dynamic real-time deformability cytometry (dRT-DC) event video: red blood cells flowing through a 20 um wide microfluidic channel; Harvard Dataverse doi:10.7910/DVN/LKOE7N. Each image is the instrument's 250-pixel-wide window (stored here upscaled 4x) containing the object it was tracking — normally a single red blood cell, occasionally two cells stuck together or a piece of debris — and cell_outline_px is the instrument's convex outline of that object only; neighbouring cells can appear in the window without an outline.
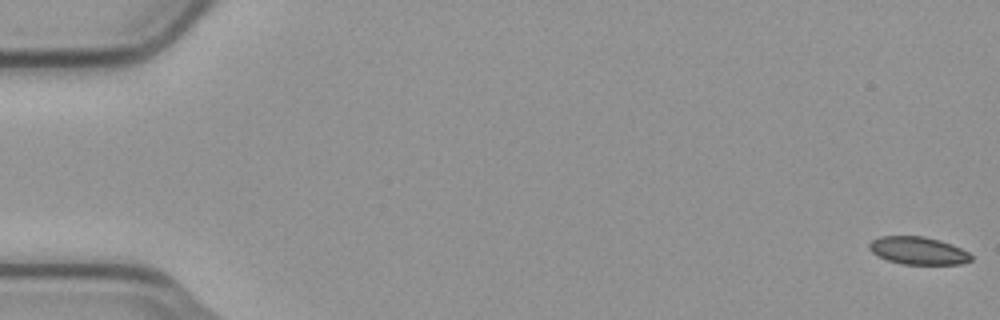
{"species": "common noctule bat (a hibernating species)", "species_latin": "Nyctalus noctula", "temperature_condition": "cold", "stored_images_in_passage": 3, "camera_frame_rate_fps": 3000, "um_per_image_px": 0.085, "animal": {"sex": "male", "body_mass_g": 23.1, "forearm_length_mm": 52.7}, "frame": {"image": 1, "passage_image": 1, "time_ms": 0.0, "image_size_px": [1000, 320], "cell_outline_px": [[972, 260], [960, 264], [904, 264], [888, 260], [872, 252], [868, 248], [868, 244], [872, 240], [880, 236], [924, 236], [940, 240], [952, 244], [968, 252], [972, 256]], "centroid_in_image_um": [78.05, 21.29], "position_along_channel_um": 7.0, "area_um2": 16.36}}
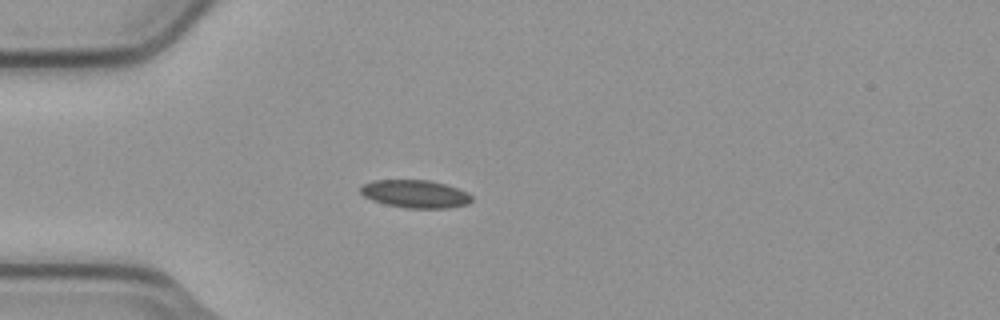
{"frame": {"image": 2, "passage_image": 3, "time_ms": 0.667, "image_size_px": [1000, 320], "cell_outline_px": [[472, 200], [468, 204], [448, 208], [404, 208], [384, 204], [372, 200], [364, 196], [360, 192], [360, 184], [372, 180], [428, 180], [444, 184], [468, 192], [472, 196]], "centroid_in_image_um": [35.26, 16.48], "position_along_channel_um": 49.7, "area_um2": 18.21}}